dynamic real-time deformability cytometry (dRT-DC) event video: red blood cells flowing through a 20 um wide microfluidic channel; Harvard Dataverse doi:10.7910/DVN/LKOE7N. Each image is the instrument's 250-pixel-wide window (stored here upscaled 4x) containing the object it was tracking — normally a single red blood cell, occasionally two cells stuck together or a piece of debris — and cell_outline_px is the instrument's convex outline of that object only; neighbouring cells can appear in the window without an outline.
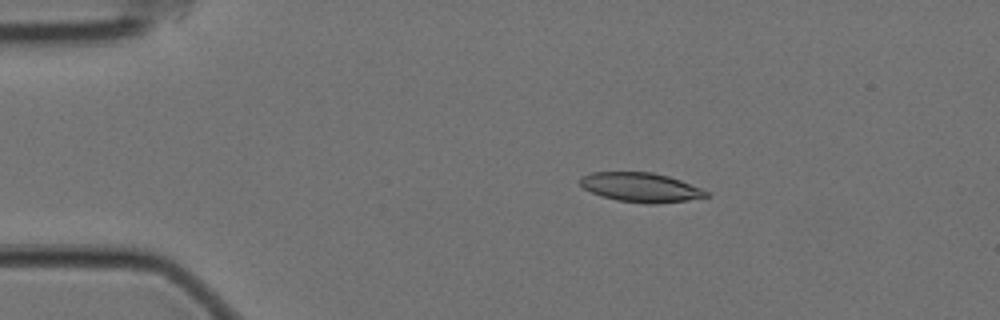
{"species": "Egyptian fruit bat (a non-hibernating species)", "species_latin": "Rousettus aegyptiacus", "temperature_condition": "cold", "stored_images_in_passage": 57, "camera_frame_rate_fps": 3000, "um_per_image_px": 0.085, "animal": {"sex": "female"}, "frame": {"image": 1, "passage_image": 10, "time_ms": 3.0, "image_size_px": [1000, 320], "cell_outline_px": [[708, 196], [688, 200], [656, 204], [648, 204], [616, 200], [600, 196], [584, 188], [580, 184], [580, 176], [592, 172], [652, 172], [668, 176], [680, 180], [700, 188], [708, 192]], "centroid_in_image_um": [54.43, 15.92], "position_along_channel_um": 30.6, "area_um2": 21.5}}
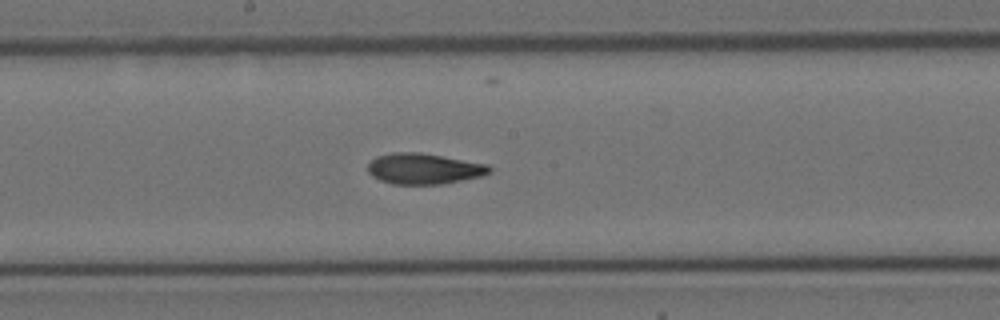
{"frame": {"image": 2, "passage_image": 30, "time_ms": 9.667, "image_size_px": [1000, 320], "cell_outline_px": [[492, 172], [480, 176], [444, 184], [392, 184], [380, 180], [372, 176], [368, 172], [368, 164], [376, 156], [392, 152], [420, 152], [488, 164], [492, 168]], "centroid_in_image_um": [36.03, 14.34], "position_along_channel_um": 212.2, "area_um2": 21.91}}
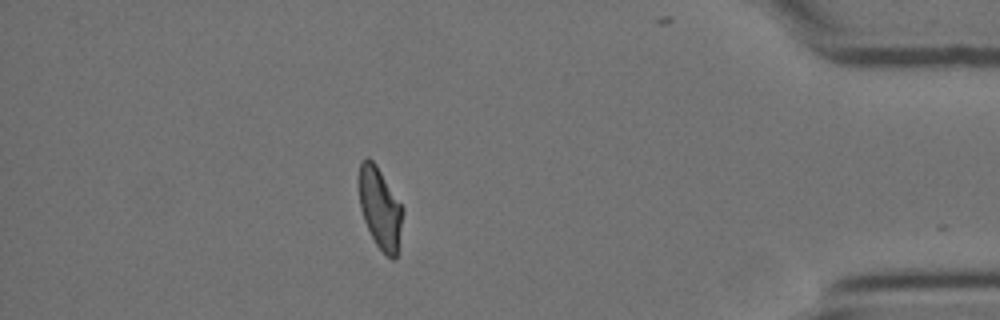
{"frame": {"image": 3, "passage_image": 50, "time_ms": 16.333, "image_size_px": [1000, 320], "cell_outline_px": [[404, 208], [396, 260], [392, 260], [376, 244], [364, 220], [360, 208], [360, 164], [368, 156], [376, 164]], "centroid_in_image_um": [32.33, 17.71], "position_along_channel_um": 402.9, "area_um2": 20.35}, "authors_computed_cell_mechanics": {"area_um2": 21.6172, "velocity_mm_per_s": 3.505, "shape_relaxation_time_tau1_ms": 7.7842, "shape_relaxation_time_tau2_ms": 3.2695, "deformation_change_tau1": 0.1848, "deformation_change_tau2": 0.0953}}